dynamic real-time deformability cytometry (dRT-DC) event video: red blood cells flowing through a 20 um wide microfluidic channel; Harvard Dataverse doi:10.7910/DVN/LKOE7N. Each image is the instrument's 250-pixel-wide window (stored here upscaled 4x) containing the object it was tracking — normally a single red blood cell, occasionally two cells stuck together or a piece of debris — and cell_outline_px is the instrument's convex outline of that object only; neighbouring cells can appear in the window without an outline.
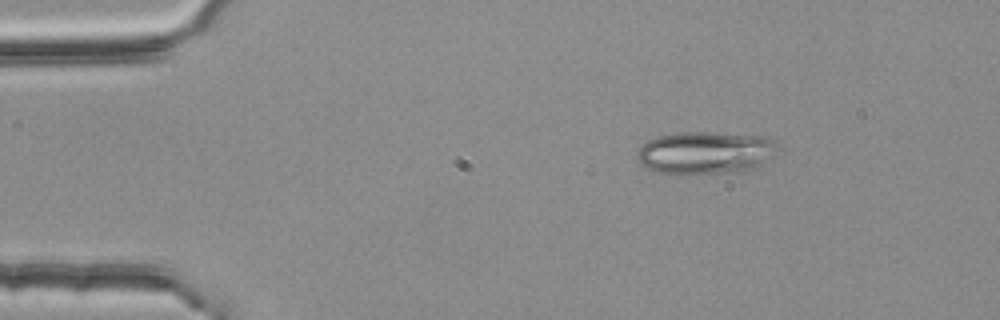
{"species": "common noctule bat (a hibernating species)", "species_latin": "Nyctalus noctula", "temperature_condition": "room temperature", "stored_images_in_passage": 5, "segment_of_instrument_passage": [2, 2], "camera_frame_rate_fps": 3000, "um_per_image_px": 0.085, "animal": {"sex": "female", "body_mass_g": 25.1}, "frame": {"image": 1, "passage_image": 5, "time_ms": 1.333, "image_size_px": [1000, 320], "cell_outline_px": [[776, 140], [760, 160], [752, 168], [740, 172], [688, 176], [660, 172], [648, 168], [640, 164], [636, 160], [636, 152], [648, 140], [660, 136], [676, 132], [708, 132], [764, 136]], "centroid_in_image_um": [59.76, 13.0], "position_along_channel_um": 25.2, "area_um2": 34.33}}